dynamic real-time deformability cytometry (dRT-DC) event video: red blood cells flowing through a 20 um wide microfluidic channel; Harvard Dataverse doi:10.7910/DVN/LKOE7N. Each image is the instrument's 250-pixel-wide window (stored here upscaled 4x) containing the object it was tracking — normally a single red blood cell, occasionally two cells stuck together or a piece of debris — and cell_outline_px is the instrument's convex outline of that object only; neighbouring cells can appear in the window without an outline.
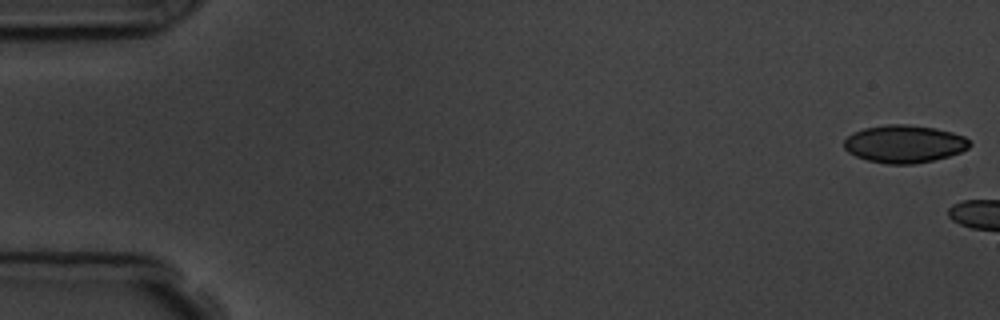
{"species": "common noctule bat (a hibernating species)", "species_latin": "Nyctalus noctula", "temperature_condition": "room temperature", "stored_images_in_passage": 5, "camera_frame_rate_fps": 3000, "um_per_image_px": 0.085, "animal": {"sex": "male", "body_mass_g": 19.5, "forearm_length_mm": 54.6}, "frame": {"image": 1, "passage_image": 1, "time_ms": 0.0, "image_size_px": [1000, 320], "cell_outline_px": [[972, 144], [968, 148], [960, 152], [948, 156], [932, 160], [912, 164], [888, 164], [868, 160], [856, 156], [848, 152], [844, 148], [844, 140], [852, 132], [864, 128], [888, 124], [908, 124], [936, 128], [952, 132], [964, 136]], "centroid_in_image_um": [76.85, 12.22], "position_along_channel_um": 8.1, "area_um2": 27.57}}